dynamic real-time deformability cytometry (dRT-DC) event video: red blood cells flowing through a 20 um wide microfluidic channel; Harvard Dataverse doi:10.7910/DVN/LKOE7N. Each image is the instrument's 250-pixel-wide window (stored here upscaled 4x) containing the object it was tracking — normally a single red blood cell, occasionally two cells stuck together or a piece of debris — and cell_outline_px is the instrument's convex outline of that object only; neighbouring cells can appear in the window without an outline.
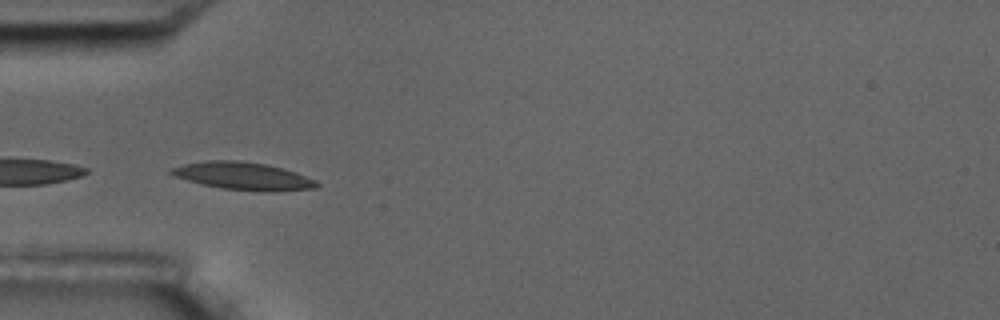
{"species": "common noctule bat (a hibernating species)", "species_latin": "Nyctalus noctula", "temperature_condition": "room temperature", "stored_images_in_passage": 6, "camera_frame_rate_fps": 3000, "um_per_image_px": 0.085, "animal": {"sex": "male", "body_mass_g": 17.5, "forearm_length_mm": 52.3}, "frame": {"image": 1, "passage_image": 5, "time_ms": 4.667, "image_size_px": [1000, 320], "cell_outline_px": [[320, 184], [316, 188], [272, 192], [264, 192], [220, 188], [172, 176], [168, 172], [172, 168], [184, 164], [208, 160], [240, 160], [264, 164], [296, 172], [316, 180]], "centroid_in_image_um": [20.68, 14.97], "position_along_channel_um": 64.3, "area_um2": 23.41}}